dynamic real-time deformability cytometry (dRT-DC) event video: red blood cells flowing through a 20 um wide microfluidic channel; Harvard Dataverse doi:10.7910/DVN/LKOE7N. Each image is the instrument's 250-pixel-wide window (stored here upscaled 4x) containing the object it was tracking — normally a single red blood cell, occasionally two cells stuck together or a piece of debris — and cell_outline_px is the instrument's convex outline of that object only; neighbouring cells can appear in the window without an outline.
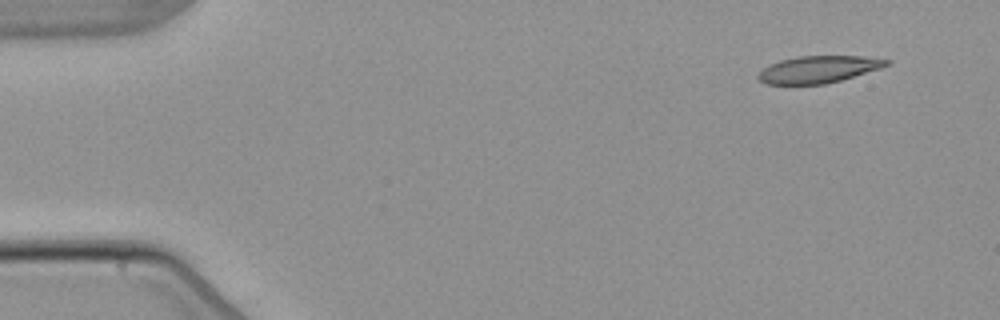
{"species": "common noctule bat (a hibernating species)", "species_latin": "Nyctalus noctula", "temperature_condition": "warm", "stored_images_in_passage": 4, "camera_frame_rate_fps": 3000, "um_per_image_px": 0.085, "animal": {"sex": "male", "body_mass_g": 21.5, "forearm_length_mm": 52.0}, "frame": {"image": 1, "passage_image": 1, "time_ms": 0.0, "image_size_px": [1000, 320], "cell_outline_px": [[892, 64], [880, 68], [840, 80], [824, 84], [764, 84], [756, 76], [768, 64], [780, 60], [796, 56], [860, 56], [892, 60]], "centroid_in_image_um": [69.56, 5.89], "position_along_channel_um": 15.4, "area_um2": 20.17}}
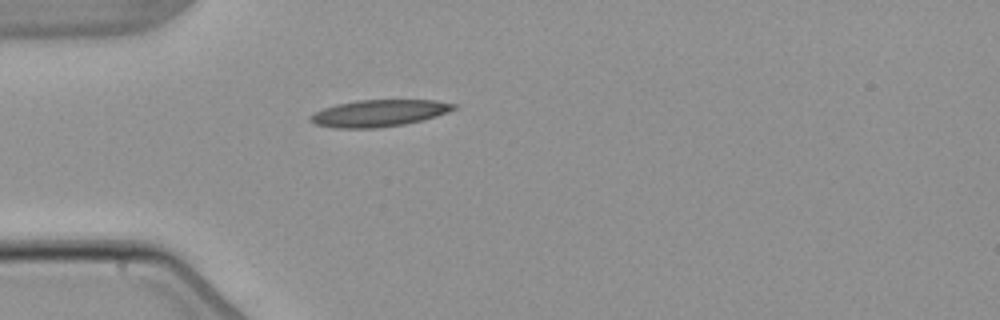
{"frame": {"image": 2, "passage_image": 4, "time_ms": 3.667, "image_size_px": [1000, 320], "cell_outline_px": [[456, 108], [448, 112], [436, 116], [404, 124], [380, 128], [336, 128], [316, 124], [308, 120], [308, 116], [312, 112], [336, 104], [356, 100], [436, 100], [456, 104]], "centroid_in_image_um": [32.17, 9.62], "position_along_channel_um": 52.8, "area_um2": 22.48}}